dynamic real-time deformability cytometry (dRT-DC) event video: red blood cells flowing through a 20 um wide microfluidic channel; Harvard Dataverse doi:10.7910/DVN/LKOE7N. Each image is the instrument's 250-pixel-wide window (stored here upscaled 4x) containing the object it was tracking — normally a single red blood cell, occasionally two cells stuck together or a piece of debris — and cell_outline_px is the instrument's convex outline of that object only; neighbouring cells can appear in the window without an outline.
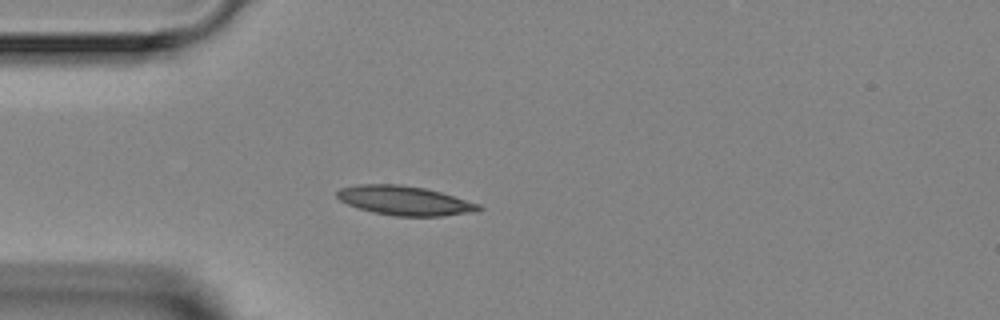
{"species": "Egyptian fruit bat (a non-hibernating species)", "species_latin": "Rousettus aegyptiacus", "temperature_condition": "room temperature", "stored_images_in_passage": 1, "camera_frame_rate_fps": 3000, "um_per_image_px": 0.085, "animal": {"sex": "female"}, "frame": {"image": 1, "passage_image": 1, "time_ms": 0.0, "image_size_px": [1000, 320], "cell_outline_px": [[484, 208], [476, 212], [444, 216], [392, 216], [372, 212], [356, 208], [340, 200], [336, 196], [336, 192], [340, 188], [356, 184], [400, 184], [424, 188], [440, 192], [480, 204]], "centroid_in_image_um": [34.38, 17.06], "position_along_channel_um": 50.6, "area_um2": 24.39}}